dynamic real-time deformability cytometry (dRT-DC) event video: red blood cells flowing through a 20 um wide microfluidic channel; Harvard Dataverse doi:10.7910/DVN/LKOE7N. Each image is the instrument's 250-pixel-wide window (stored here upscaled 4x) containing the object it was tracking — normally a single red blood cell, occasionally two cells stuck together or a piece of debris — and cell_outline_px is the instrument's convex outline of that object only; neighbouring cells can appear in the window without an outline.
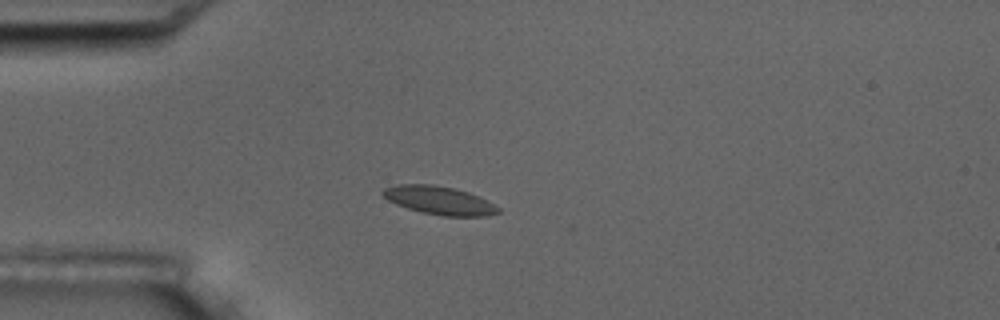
{"species": "common noctule bat (a hibernating species)", "species_latin": "Nyctalus noctula", "temperature_condition": "room temperature", "stored_images_in_passage": 10, "camera_frame_rate_fps": 3000, "um_per_image_px": 0.085, "animal": {"sex": "male", "body_mass_g": 17.5, "forearm_length_mm": 52.3}, "frame": {"image": 1, "passage_image": 4, "time_ms": 4.333, "image_size_px": [1000, 320], "cell_outline_px": [[500, 212], [484, 216], [444, 216], [420, 212], [396, 204], [388, 200], [380, 192], [384, 188], [396, 184], [432, 184], [456, 188], [480, 196], [500, 208]], "centroid_in_image_um": [37.33, 17.02], "position_along_channel_um": 47.7, "area_um2": 19.13}}
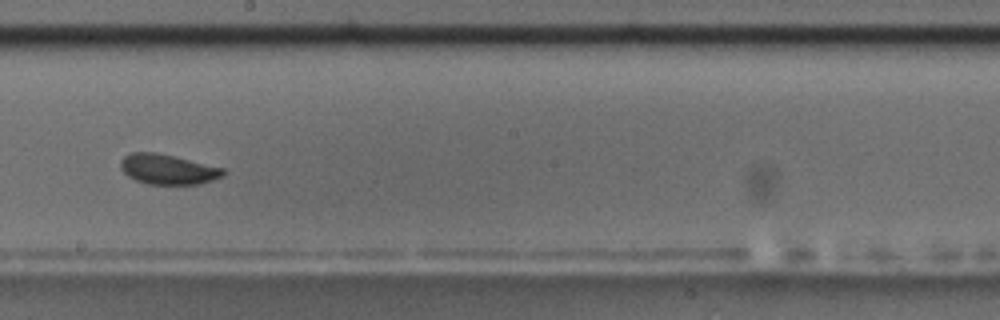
{"frame": {"image": 2, "passage_image": 9, "time_ms": 10.0, "image_size_px": [1000, 320], "cell_outline_px": [[228, 172], [224, 176], [200, 184], [148, 184], [136, 180], [128, 176], [120, 168], [120, 160], [124, 156], [132, 152], [156, 152], [224, 168]], "centroid_in_image_um": [14.28, 14.39], "position_along_channel_um": 233.9, "area_um2": 18.03}}